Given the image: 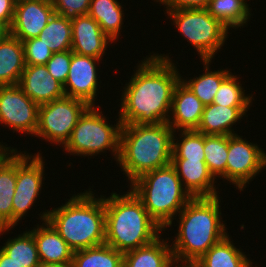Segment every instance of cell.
<instances>
[{
    "label": "cell",
    "mask_w": 266,
    "mask_h": 267,
    "mask_svg": "<svg viewBox=\"0 0 266 267\" xmlns=\"http://www.w3.org/2000/svg\"><path fill=\"white\" fill-rule=\"evenodd\" d=\"M203 110L204 104L180 79L173 92L167 123L175 132L197 130Z\"/></svg>",
    "instance_id": "e0dca14e"
},
{
    "label": "cell",
    "mask_w": 266,
    "mask_h": 267,
    "mask_svg": "<svg viewBox=\"0 0 266 267\" xmlns=\"http://www.w3.org/2000/svg\"><path fill=\"white\" fill-rule=\"evenodd\" d=\"M28 229L34 237L41 264L72 265L73 250L46 220Z\"/></svg>",
    "instance_id": "ac0fdd59"
},
{
    "label": "cell",
    "mask_w": 266,
    "mask_h": 267,
    "mask_svg": "<svg viewBox=\"0 0 266 267\" xmlns=\"http://www.w3.org/2000/svg\"><path fill=\"white\" fill-rule=\"evenodd\" d=\"M163 4L165 11L180 9H207L210 0H153Z\"/></svg>",
    "instance_id": "8d00e7d4"
},
{
    "label": "cell",
    "mask_w": 266,
    "mask_h": 267,
    "mask_svg": "<svg viewBox=\"0 0 266 267\" xmlns=\"http://www.w3.org/2000/svg\"><path fill=\"white\" fill-rule=\"evenodd\" d=\"M54 13L51 0L16 1L10 34L21 42L36 38Z\"/></svg>",
    "instance_id": "5bb4252c"
},
{
    "label": "cell",
    "mask_w": 266,
    "mask_h": 267,
    "mask_svg": "<svg viewBox=\"0 0 266 267\" xmlns=\"http://www.w3.org/2000/svg\"><path fill=\"white\" fill-rule=\"evenodd\" d=\"M89 107L85 101L67 96L40 105L35 137L64 147L79 118Z\"/></svg>",
    "instance_id": "9c48e42d"
},
{
    "label": "cell",
    "mask_w": 266,
    "mask_h": 267,
    "mask_svg": "<svg viewBox=\"0 0 266 267\" xmlns=\"http://www.w3.org/2000/svg\"><path fill=\"white\" fill-rule=\"evenodd\" d=\"M0 267H22L0 248Z\"/></svg>",
    "instance_id": "f35d334b"
},
{
    "label": "cell",
    "mask_w": 266,
    "mask_h": 267,
    "mask_svg": "<svg viewBox=\"0 0 266 267\" xmlns=\"http://www.w3.org/2000/svg\"><path fill=\"white\" fill-rule=\"evenodd\" d=\"M71 57L72 50L53 53L52 57L45 64L48 69V73L63 86L69 74Z\"/></svg>",
    "instance_id": "e575fe53"
},
{
    "label": "cell",
    "mask_w": 266,
    "mask_h": 267,
    "mask_svg": "<svg viewBox=\"0 0 266 267\" xmlns=\"http://www.w3.org/2000/svg\"><path fill=\"white\" fill-rule=\"evenodd\" d=\"M183 38L199 54L201 60L215 59L228 40V28L214 18L207 9H180L166 11Z\"/></svg>",
    "instance_id": "ba28073f"
},
{
    "label": "cell",
    "mask_w": 266,
    "mask_h": 267,
    "mask_svg": "<svg viewBox=\"0 0 266 267\" xmlns=\"http://www.w3.org/2000/svg\"><path fill=\"white\" fill-rule=\"evenodd\" d=\"M130 189L164 232L172 227L177 214L193 198L172 164L143 174L130 184Z\"/></svg>",
    "instance_id": "8992f818"
},
{
    "label": "cell",
    "mask_w": 266,
    "mask_h": 267,
    "mask_svg": "<svg viewBox=\"0 0 266 267\" xmlns=\"http://www.w3.org/2000/svg\"><path fill=\"white\" fill-rule=\"evenodd\" d=\"M219 196L193 197L178 213V233L170 244L174 260L192 266L228 234Z\"/></svg>",
    "instance_id": "7a4b0ae2"
},
{
    "label": "cell",
    "mask_w": 266,
    "mask_h": 267,
    "mask_svg": "<svg viewBox=\"0 0 266 267\" xmlns=\"http://www.w3.org/2000/svg\"><path fill=\"white\" fill-rule=\"evenodd\" d=\"M176 134H179V140ZM172 160H205L204 134L196 130L174 131Z\"/></svg>",
    "instance_id": "1f68e13d"
},
{
    "label": "cell",
    "mask_w": 266,
    "mask_h": 267,
    "mask_svg": "<svg viewBox=\"0 0 266 267\" xmlns=\"http://www.w3.org/2000/svg\"><path fill=\"white\" fill-rule=\"evenodd\" d=\"M71 20L54 13L43 28L39 38L53 53L71 50Z\"/></svg>",
    "instance_id": "f1b7e54d"
},
{
    "label": "cell",
    "mask_w": 266,
    "mask_h": 267,
    "mask_svg": "<svg viewBox=\"0 0 266 267\" xmlns=\"http://www.w3.org/2000/svg\"><path fill=\"white\" fill-rule=\"evenodd\" d=\"M183 187L192 197L218 196L215 178L205 160H171Z\"/></svg>",
    "instance_id": "d6986e66"
},
{
    "label": "cell",
    "mask_w": 266,
    "mask_h": 267,
    "mask_svg": "<svg viewBox=\"0 0 266 267\" xmlns=\"http://www.w3.org/2000/svg\"><path fill=\"white\" fill-rule=\"evenodd\" d=\"M56 14L72 20L88 15L91 0H51Z\"/></svg>",
    "instance_id": "d590c367"
},
{
    "label": "cell",
    "mask_w": 266,
    "mask_h": 267,
    "mask_svg": "<svg viewBox=\"0 0 266 267\" xmlns=\"http://www.w3.org/2000/svg\"><path fill=\"white\" fill-rule=\"evenodd\" d=\"M20 89L39 106L65 97L63 85L48 73L46 65H25L20 80Z\"/></svg>",
    "instance_id": "2e32d148"
},
{
    "label": "cell",
    "mask_w": 266,
    "mask_h": 267,
    "mask_svg": "<svg viewBox=\"0 0 266 267\" xmlns=\"http://www.w3.org/2000/svg\"><path fill=\"white\" fill-rule=\"evenodd\" d=\"M25 65H45L53 52L39 38L22 41Z\"/></svg>",
    "instance_id": "836d02e7"
},
{
    "label": "cell",
    "mask_w": 266,
    "mask_h": 267,
    "mask_svg": "<svg viewBox=\"0 0 266 267\" xmlns=\"http://www.w3.org/2000/svg\"><path fill=\"white\" fill-rule=\"evenodd\" d=\"M205 70L202 75L190 79H184L181 76L182 82L194 93V95L205 105L213 103L214 97L220 88L221 83L231 74L226 69L211 71L210 65L212 60H201ZM183 78V79H182Z\"/></svg>",
    "instance_id": "484cf974"
},
{
    "label": "cell",
    "mask_w": 266,
    "mask_h": 267,
    "mask_svg": "<svg viewBox=\"0 0 266 267\" xmlns=\"http://www.w3.org/2000/svg\"><path fill=\"white\" fill-rule=\"evenodd\" d=\"M101 60L72 52L69 74L63 86L67 97L78 98L90 106H95L98 86H100L97 62L99 64Z\"/></svg>",
    "instance_id": "4fadbf2b"
},
{
    "label": "cell",
    "mask_w": 266,
    "mask_h": 267,
    "mask_svg": "<svg viewBox=\"0 0 266 267\" xmlns=\"http://www.w3.org/2000/svg\"><path fill=\"white\" fill-rule=\"evenodd\" d=\"M149 55L140 61L122 90L118 112L122 125L168 121L173 92L181 74L169 54Z\"/></svg>",
    "instance_id": "6da1fadb"
},
{
    "label": "cell",
    "mask_w": 266,
    "mask_h": 267,
    "mask_svg": "<svg viewBox=\"0 0 266 267\" xmlns=\"http://www.w3.org/2000/svg\"><path fill=\"white\" fill-rule=\"evenodd\" d=\"M229 234L214 244L192 267H252V260L237 248ZM241 249V250H240Z\"/></svg>",
    "instance_id": "7402d4cb"
},
{
    "label": "cell",
    "mask_w": 266,
    "mask_h": 267,
    "mask_svg": "<svg viewBox=\"0 0 266 267\" xmlns=\"http://www.w3.org/2000/svg\"><path fill=\"white\" fill-rule=\"evenodd\" d=\"M40 267H72L71 265L41 264Z\"/></svg>",
    "instance_id": "7bdbcfd3"
},
{
    "label": "cell",
    "mask_w": 266,
    "mask_h": 267,
    "mask_svg": "<svg viewBox=\"0 0 266 267\" xmlns=\"http://www.w3.org/2000/svg\"><path fill=\"white\" fill-rule=\"evenodd\" d=\"M168 267H192V266L187 263H182L180 261L174 260Z\"/></svg>",
    "instance_id": "b9f144b4"
},
{
    "label": "cell",
    "mask_w": 266,
    "mask_h": 267,
    "mask_svg": "<svg viewBox=\"0 0 266 267\" xmlns=\"http://www.w3.org/2000/svg\"><path fill=\"white\" fill-rule=\"evenodd\" d=\"M235 134L228 136L226 180L243 191L246 185L266 169V153L257 143ZM250 142V143H249ZM252 179V180H251Z\"/></svg>",
    "instance_id": "8fae6325"
},
{
    "label": "cell",
    "mask_w": 266,
    "mask_h": 267,
    "mask_svg": "<svg viewBox=\"0 0 266 267\" xmlns=\"http://www.w3.org/2000/svg\"><path fill=\"white\" fill-rule=\"evenodd\" d=\"M92 190L72 194L65 204L38 214L40 220H47L55 228L73 251L105 243L104 196L98 197Z\"/></svg>",
    "instance_id": "3957f363"
},
{
    "label": "cell",
    "mask_w": 266,
    "mask_h": 267,
    "mask_svg": "<svg viewBox=\"0 0 266 267\" xmlns=\"http://www.w3.org/2000/svg\"><path fill=\"white\" fill-rule=\"evenodd\" d=\"M1 249L22 267H40L36 243L33 234L28 230L17 235L15 238L7 239Z\"/></svg>",
    "instance_id": "f546056e"
},
{
    "label": "cell",
    "mask_w": 266,
    "mask_h": 267,
    "mask_svg": "<svg viewBox=\"0 0 266 267\" xmlns=\"http://www.w3.org/2000/svg\"><path fill=\"white\" fill-rule=\"evenodd\" d=\"M39 105L26 96L18 84L0 86V124L35 136Z\"/></svg>",
    "instance_id": "7c38bea8"
},
{
    "label": "cell",
    "mask_w": 266,
    "mask_h": 267,
    "mask_svg": "<svg viewBox=\"0 0 266 267\" xmlns=\"http://www.w3.org/2000/svg\"><path fill=\"white\" fill-rule=\"evenodd\" d=\"M15 0H0V21L11 27L14 19Z\"/></svg>",
    "instance_id": "74e56055"
},
{
    "label": "cell",
    "mask_w": 266,
    "mask_h": 267,
    "mask_svg": "<svg viewBox=\"0 0 266 267\" xmlns=\"http://www.w3.org/2000/svg\"><path fill=\"white\" fill-rule=\"evenodd\" d=\"M238 75L231 73L220 85L213 103L222 107H250L253 95H245V90Z\"/></svg>",
    "instance_id": "d6a6232c"
},
{
    "label": "cell",
    "mask_w": 266,
    "mask_h": 267,
    "mask_svg": "<svg viewBox=\"0 0 266 267\" xmlns=\"http://www.w3.org/2000/svg\"><path fill=\"white\" fill-rule=\"evenodd\" d=\"M204 155L205 163L213 177L226 181L228 136L204 135Z\"/></svg>",
    "instance_id": "4dcf8cb0"
},
{
    "label": "cell",
    "mask_w": 266,
    "mask_h": 267,
    "mask_svg": "<svg viewBox=\"0 0 266 267\" xmlns=\"http://www.w3.org/2000/svg\"><path fill=\"white\" fill-rule=\"evenodd\" d=\"M124 253L104 243L73 252L72 267H123Z\"/></svg>",
    "instance_id": "83f0119b"
},
{
    "label": "cell",
    "mask_w": 266,
    "mask_h": 267,
    "mask_svg": "<svg viewBox=\"0 0 266 267\" xmlns=\"http://www.w3.org/2000/svg\"><path fill=\"white\" fill-rule=\"evenodd\" d=\"M250 107H222L218 104L204 106L197 132L204 135H235L233 125L239 122Z\"/></svg>",
    "instance_id": "ffe728a7"
},
{
    "label": "cell",
    "mask_w": 266,
    "mask_h": 267,
    "mask_svg": "<svg viewBox=\"0 0 266 267\" xmlns=\"http://www.w3.org/2000/svg\"><path fill=\"white\" fill-rule=\"evenodd\" d=\"M130 191V192H129ZM104 196L105 243L125 253L145 246L164 231L131 189L123 195Z\"/></svg>",
    "instance_id": "5b68a950"
},
{
    "label": "cell",
    "mask_w": 266,
    "mask_h": 267,
    "mask_svg": "<svg viewBox=\"0 0 266 267\" xmlns=\"http://www.w3.org/2000/svg\"><path fill=\"white\" fill-rule=\"evenodd\" d=\"M24 69L23 44L9 34L0 41V86L18 84Z\"/></svg>",
    "instance_id": "603a6c76"
},
{
    "label": "cell",
    "mask_w": 266,
    "mask_h": 267,
    "mask_svg": "<svg viewBox=\"0 0 266 267\" xmlns=\"http://www.w3.org/2000/svg\"><path fill=\"white\" fill-rule=\"evenodd\" d=\"M16 186V150L0 165V236L12 228Z\"/></svg>",
    "instance_id": "cb8c5ba5"
},
{
    "label": "cell",
    "mask_w": 266,
    "mask_h": 267,
    "mask_svg": "<svg viewBox=\"0 0 266 267\" xmlns=\"http://www.w3.org/2000/svg\"><path fill=\"white\" fill-rule=\"evenodd\" d=\"M100 106H90L79 118L73 128L64 151L74 156H96L109 150L116 162L120 152L121 119L118 116L116 125L108 124Z\"/></svg>",
    "instance_id": "52a82bcc"
},
{
    "label": "cell",
    "mask_w": 266,
    "mask_h": 267,
    "mask_svg": "<svg viewBox=\"0 0 266 267\" xmlns=\"http://www.w3.org/2000/svg\"><path fill=\"white\" fill-rule=\"evenodd\" d=\"M10 34V27L5 23L0 21V41L5 39Z\"/></svg>",
    "instance_id": "60d3db41"
},
{
    "label": "cell",
    "mask_w": 266,
    "mask_h": 267,
    "mask_svg": "<svg viewBox=\"0 0 266 267\" xmlns=\"http://www.w3.org/2000/svg\"><path fill=\"white\" fill-rule=\"evenodd\" d=\"M159 236L153 242L124 253L123 267H168L173 261L171 245Z\"/></svg>",
    "instance_id": "44dd1931"
},
{
    "label": "cell",
    "mask_w": 266,
    "mask_h": 267,
    "mask_svg": "<svg viewBox=\"0 0 266 267\" xmlns=\"http://www.w3.org/2000/svg\"><path fill=\"white\" fill-rule=\"evenodd\" d=\"M118 0H91L88 15L95 19L101 30L116 42L121 36L124 7ZM120 34V35H119Z\"/></svg>",
    "instance_id": "d4e9b609"
},
{
    "label": "cell",
    "mask_w": 266,
    "mask_h": 267,
    "mask_svg": "<svg viewBox=\"0 0 266 267\" xmlns=\"http://www.w3.org/2000/svg\"><path fill=\"white\" fill-rule=\"evenodd\" d=\"M29 154L16 150V186L12 201L13 229L38 200L45 180L44 157L40 152Z\"/></svg>",
    "instance_id": "30bf717a"
},
{
    "label": "cell",
    "mask_w": 266,
    "mask_h": 267,
    "mask_svg": "<svg viewBox=\"0 0 266 267\" xmlns=\"http://www.w3.org/2000/svg\"><path fill=\"white\" fill-rule=\"evenodd\" d=\"M246 0H210L207 10L229 30L243 28L249 22L251 14L250 4ZM245 24V25H244Z\"/></svg>",
    "instance_id": "4316f807"
},
{
    "label": "cell",
    "mask_w": 266,
    "mask_h": 267,
    "mask_svg": "<svg viewBox=\"0 0 266 267\" xmlns=\"http://www.w3.org/2000/svg\"><path fill=\"white\" fill-rule=\"evenodd\" d=\"M71 29V50L76 54L103 59L106 49L113 43L101 30L98 22L89 15L72 19Z\"/></svg>",
    "instance_id": "9a60e30c"
},
{
    "label": "cell",
    "mask_w": 266,
    "mask_h": 267,
    "mask_svg": "<svg viewBox=\"0 0 266 267\" xmlns=\"http://www.w3.org/2000/svg\"><path fill=\"white\" fill-rule=\"evenodd\" d=\"M174 131L168 123L122 125L117 165L131 184L171 164Z\"/></svg>",
    "instance_id": "277c9868"
},
{
    "label": "cell",
    "mask_w": 266,
    "mask_h": 267,
    "mask_svg": "<svg viewBox=\"0 0 266 267\" xmlns=\"http://www.w3.org/2000/svg\"><path fill=\"white\" fill-rule=\"evenodd\" d=\"M16 150V148L8 147L5 143L0 142V165Z\"/></svg>",
    "instance_id": "ab89813d"
}]
</instances>
